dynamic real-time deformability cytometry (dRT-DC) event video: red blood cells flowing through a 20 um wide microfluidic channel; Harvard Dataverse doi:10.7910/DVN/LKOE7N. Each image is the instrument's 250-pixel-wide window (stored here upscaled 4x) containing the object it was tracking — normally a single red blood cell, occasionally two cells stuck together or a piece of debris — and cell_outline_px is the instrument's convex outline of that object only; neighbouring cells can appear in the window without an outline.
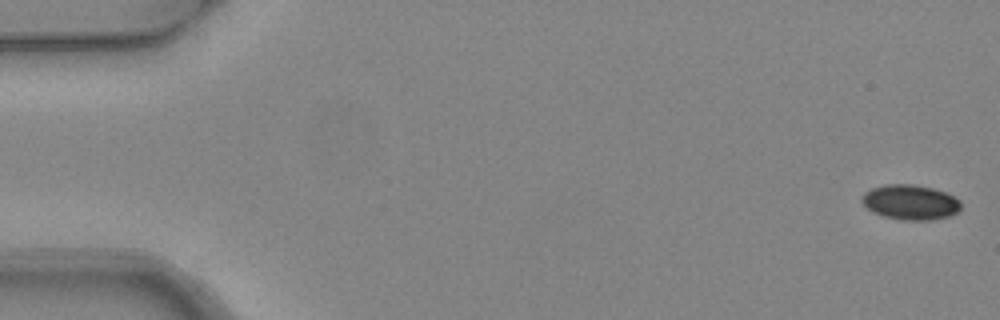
{"species": "common noctule bat (a hibernating species)", "species_latin": "Nyctalus noctula", "temperature_condition": "warm", "stored_images_in_passage": 5, "camera_frame_rate_fps": 3000, "um_per_image_px": 0.085, "animal": {"sex": "female", "body_mass_g": 24.6, "forearm_length_mm": 56.2}, "frame": {"image": 1, "passage_image": 1, "time_ms": 0.0, "image_size_px": [1000, 320], "cell_outline_px": [[960, 208], [956, 212], [948, 216], [932, 220], [904, 220], [884, 216], [872, 212], [860, 200], [860, 196], [864, 192], [872, 188], [884, 184], [912, 184], [932, 188], [944, 192], [960, 200]], "centroid_in_image_um": [77.34, 17.18], "position_along_channel_um": 7.7, "area_um2": 20.11}}
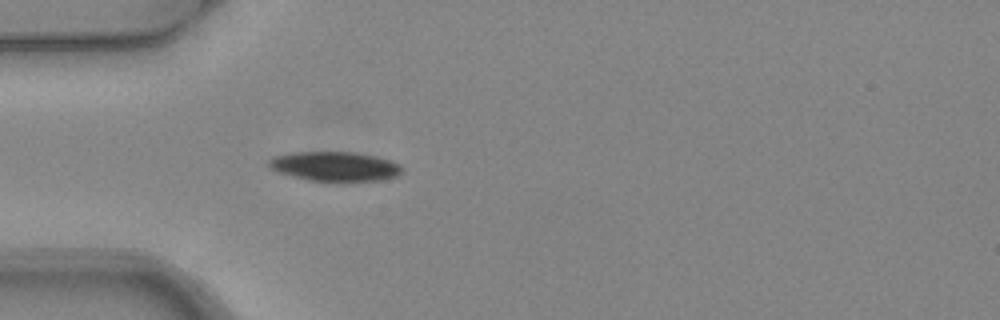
{"frame": {"image": 2, "passage_image": 5, "time_ms": 1.333, "image_size_px": [1000, 320], "cell_outline_px": [[404, 168], [396, 176], [384, 180], [308, 180], [292, 176], [280, 172], [272, 168], [268, 164], [268, 160], [276, 156], [292, 152], [352, 152], [376, 156], [392, 160], [400, 164]], "centroid_in_image_um": [28.51, 14.12], "position_along_channel_um": 56.5, "area_um2": 22.54}}